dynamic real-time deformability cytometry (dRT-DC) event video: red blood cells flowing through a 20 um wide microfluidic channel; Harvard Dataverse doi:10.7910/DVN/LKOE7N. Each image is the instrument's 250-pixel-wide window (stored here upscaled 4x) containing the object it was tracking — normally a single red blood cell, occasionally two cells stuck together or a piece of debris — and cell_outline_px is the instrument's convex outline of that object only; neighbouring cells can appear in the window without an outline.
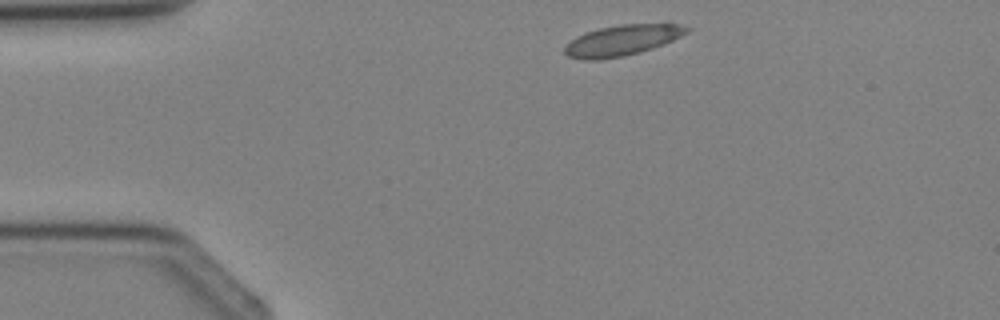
{"species": "Egyptian fruit bat (a non-hibernating species)", "species_latin": "Rousettus aegyptiacus", "temperature_condition": "cold", "stored_images_in_passage": 3, "camera_frame_rate_fps": 3000, "um_per_image_px": 0.085, "animal": {"sex": "female"}, "frame": {"image": 1, "passage_image": 1, "time_ms": 0.0, "image_size_px": [1000, 320], "cell_outline_px": [[692, 28], [688, 32], [672, 40], [652, 48], [640, 52], [624, 56], [596, 60], [584, 60], [568, 56], [564, 52], [564, 48], [576, 36], [584, 32], [600, 28], [620, 24], [664, 20], [668, 20]], "centroid_in_image_um": [52.99, 3.36], "position_along_channel_um": 32.0, "area_um2": 22.6}}